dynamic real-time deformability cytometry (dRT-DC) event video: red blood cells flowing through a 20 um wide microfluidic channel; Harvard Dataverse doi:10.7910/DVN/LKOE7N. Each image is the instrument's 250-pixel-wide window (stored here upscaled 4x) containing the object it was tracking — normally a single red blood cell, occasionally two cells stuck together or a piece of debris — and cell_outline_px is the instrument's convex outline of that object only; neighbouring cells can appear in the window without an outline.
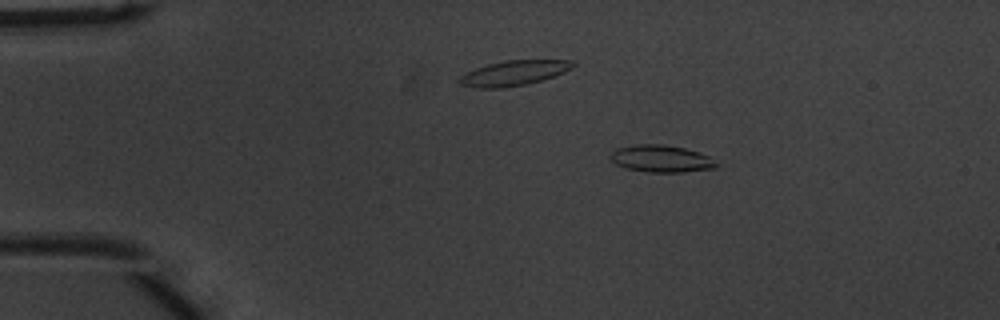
{"species": "common noctule bat (a hibernating species)", "species_latin": "Nyctalus noctula", "temperature_condition": "warm", "stored_images_in_passage": 53, "camera_frame_rate_fps": 3000, "um_per_image_px": 0.085, "animal": {"sex": "male", "body_mass_g": 20.1, "forearm_length_mm": 53.5}, "frame": {"image": 1, "passage_image": 10, "time_ms": 3.0, "image_size_px": [1000, 320], "cell_outline_px": [[720, 164], [716, 168], [684, 172], [648, 172], [624, 168], [616, 164], [608, 156], [616, 148], [636, 144], [664, 144], [684, 148], [708, 156]], "centroid_in_image_um": [56.19, 13.49], "position_along_channel_um": 28.8, "area_um2": 16.82}}
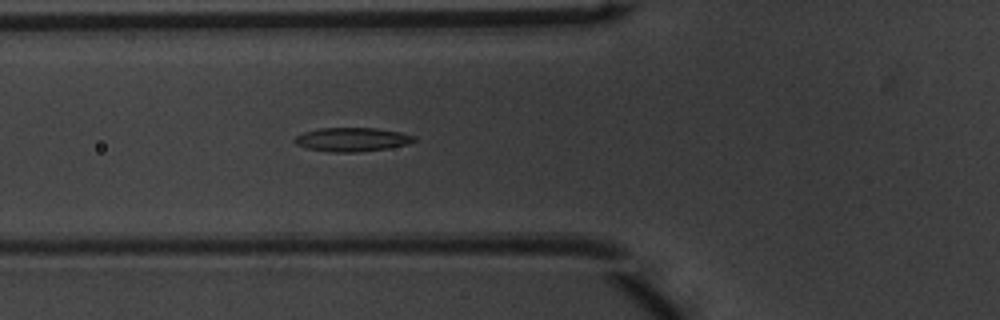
{"frame": {"image": 2, "passage_image": 20, "time_ms": 6.333, "image_size_px": [1000, 320], "cell_outline_px": [[416, 140], [408, 144], [388, 148], [356, 152], [332, 152], [308, 148], [296, 144], [292, 140], [296, 136], [304, 132], [320, 128], [376, 128], [400, 132], [416, 136]], "centroid_in_image_um": [29.93, 11.85], "position_along_channel_um": 95.9, "area_um2": 16.53}}
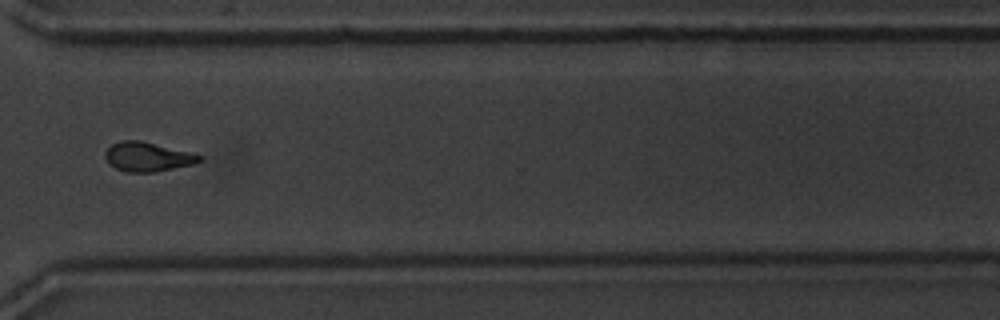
{"frame": {"image": 3, "passage_image": 40, "time_ms": 13.0, "image_size_px": [1000, 320], "cell_outline_px": [[204, 160], [192, 164], [152, 172], [128, 172], [116, 168], [108, 164], [104, 156], [104, 152], [112, 144], [120, 140], [140, 140], [204, 156]], "centroid_in_image_um": [12.51, 13.32], "position_along_channel_um": 358.1, "area_um2": 15.95}, "authors_computed_cell_mechanics": {"area_um2": 16.0684, "velocity_mm_per_s": 3.9267, "shape_relaxation_time_tau1_ms": 3.2827, "shape_relaxation_time_tau2_ms": 2.9985, "deformation_change_tau1": 0.1603, "deformation_change_tau2": 0.1076}}